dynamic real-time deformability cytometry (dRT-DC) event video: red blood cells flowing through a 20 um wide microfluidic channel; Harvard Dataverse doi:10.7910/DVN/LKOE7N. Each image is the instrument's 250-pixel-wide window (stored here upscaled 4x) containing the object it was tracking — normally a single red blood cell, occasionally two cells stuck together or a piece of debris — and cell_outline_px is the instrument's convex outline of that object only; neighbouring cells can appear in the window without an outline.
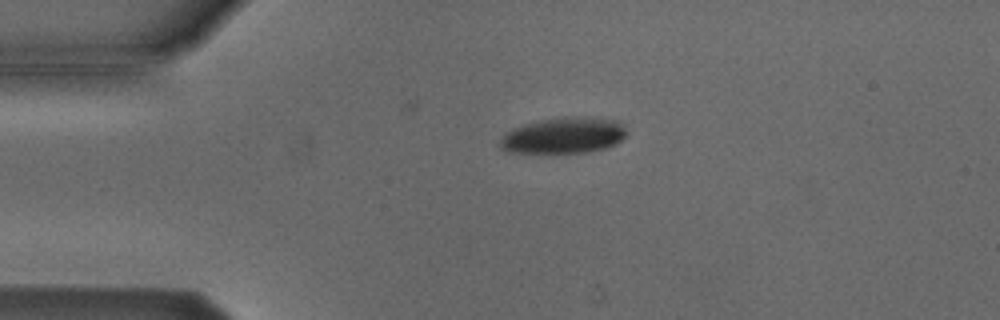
{"species": "Egyptian fruit bat (a non-hibernating species)", "species_latin": "Rousettus aegyptiacus", "temperature_condition": "cold", "stored_images_in_passage": 43, "camera_frame_rate_fps": 3000, "um_per_image_px": 0.085, "animal": {"sex": "male"}, "frame": {"image": 1, "passage_image": 1, "time_ms": 0.0, "image_size_px": [1000, 320], "cell_outline_px": [[628, 132], [616, 144], [604, 148], [584, 152], [512, 152], [504, 148], [500, 144], [500, 140], [512, 128], [524, 124], [540, 120], [576, 116], [616, 120]], "centroid_in_image_um": [47.94, 11.5], "position_along_channel_um": 37.1, "area_um2": 25.89}}
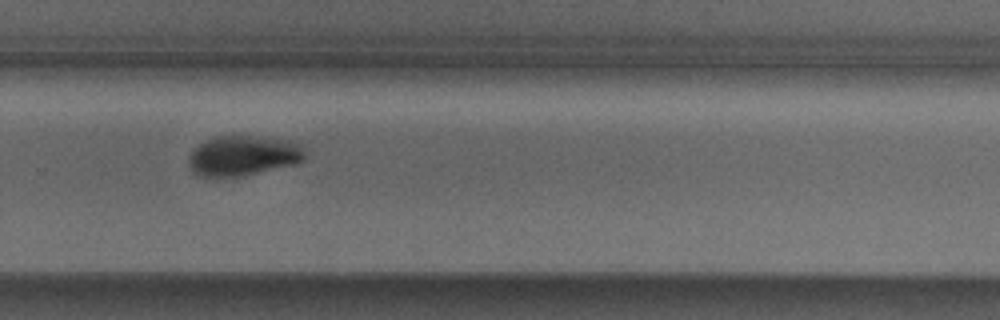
{"frame": {"image": 2, "passage_image": 25, "time_ms": 8.0, "image_size_px": [1000, 320], "cell_outline_px": [[304, 160], [296, 164], [244, 176], [196, 176], [188, 168], [188, 156], [200, 144], [216, 136], [248, 136], [280, 140], [300, 144], [304, 152]], "centroid_in_image_um": [20.62, 13.26], "position_along_channel_um": 309.2, "area_um2": 26.88}}
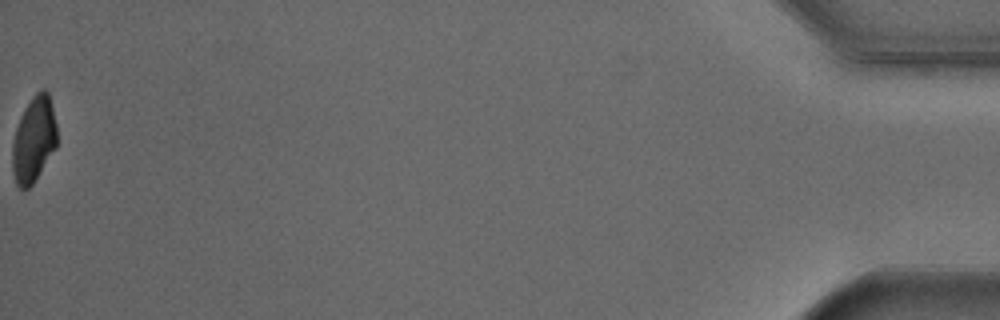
{"frame": {"image": 3, "passage_image": 43, "time_ms": 14.0, "image_size_px": [1000, 320], "cell_outline_px": [[56, 148], [32, 184], [28, 188], [20, 188], [16, 184], [12, 172], [12, 144], [16, 128], [20, 116], [24, 108], [32, 96], [40, 88], [44, 88], [48, 92], [56, 124]], "centroid_in_image_um": [2.86, 11.84], "position_along_channel_um": 432.3, "area_um2": 22.25}, "authors_computed_cell_mechanics": {"area_um2": 28.322, "velocity_mm_per_s": 3.8247, "shape_relaxation_time_tau1_ms": 1.6922, "shape_relaxation_time_tau2_ms": null, "deformation_change_tau1": 0.1034, "deformation_change_tau2": null}}